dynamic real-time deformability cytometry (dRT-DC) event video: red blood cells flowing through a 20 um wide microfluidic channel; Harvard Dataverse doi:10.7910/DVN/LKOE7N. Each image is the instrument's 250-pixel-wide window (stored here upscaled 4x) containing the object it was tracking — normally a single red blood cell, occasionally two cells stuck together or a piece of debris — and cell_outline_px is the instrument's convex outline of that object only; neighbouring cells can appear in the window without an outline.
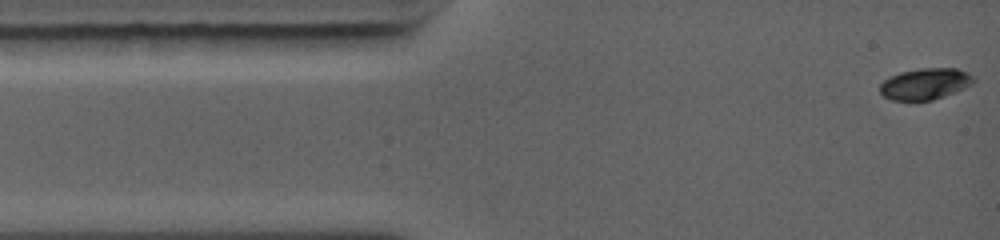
{"species": "common noctule bat (a hibernating species)", "species_latin": "Nyctalus noctula", "temperature_condition": "warm", "stored_images_in_passage": 11, "camera_frame_rate_fps": 5000, "um_per_image_px": 0.085, "animal": {"sex": "female", "body_mass_g": 19.0, "forearm_length_mm": 56.7}, "frame": {"image": 1, "passage_image": 1, "time_ms": 0.0, "image_size_px": [1000, 240], "cell_outline_px": [[976, 80], [972, 84], [964, 88], [944, 96], [932, 100], [892, 100], [884, 96], [880, 92], [880, 84], [884, 80], [900, 72], [920, 68], [956, 68], [968, 72]], "centroid_in_image_um": [78.65, 7.12], "position_along_channel_um": 6.3, "area_um2": 16.99}}